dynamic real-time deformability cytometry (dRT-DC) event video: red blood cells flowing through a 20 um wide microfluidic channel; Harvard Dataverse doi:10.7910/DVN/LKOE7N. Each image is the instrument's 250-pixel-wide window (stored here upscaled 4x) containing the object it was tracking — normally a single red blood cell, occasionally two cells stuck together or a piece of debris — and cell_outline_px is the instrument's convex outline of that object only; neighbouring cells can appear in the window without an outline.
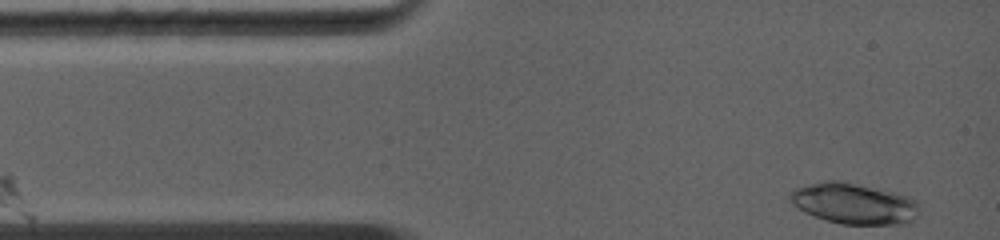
{"species": "common noctule bat (a hibernating species)", "species_latin": "Nyctalus noctula", "temperature_condition": "warm", "stored_images_in_passage": 8, "camera_frame_rate_fps": 5000, "um_per_image_px": 0.085, "animal": {"sex": "female", "body_mass_g": 19.0, "forearm_length_mm": 56.7}, "frame": {"image": 1, "passage_image": 1, "time_ms": 0.0, "image_size_px": [1000, 240], "cell_outline_px": [[920, 212], [912, 220], [904, 224], [840, 224], [812, 216], [804, 212], [792, 204], [788, 196], [788, 192], [796, 188], [824, 180], [836, 180], [892, 192], [908, 196], [916, 204]], "centroid_in_image_um": [72.52, 17.31], "position_along_channel_um": 12.5, "area_um2": 30.52}}
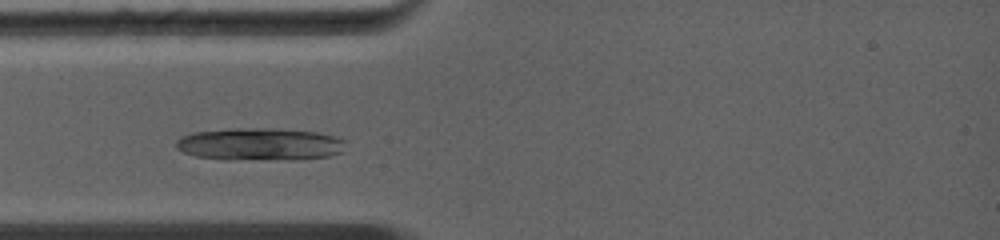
{"frame": {"image": 2, "passage_image": 5, "time_ms": 2.4, "image_size_px": [1000, 240], "cell_outline_px": [[348, 140], [340, 152], [328, 156], [292, 160], [224, 160], [196, 156], [184, 152], [176, 148], [176, 140], [180, 136], [192, 132], [232, 128], [272, 128], [316, 132], [336, 136]], "centroid_in_image_um": [22.07, 12.26], "position_along_channel_um": 62.9, "area_um2": 32.66}}
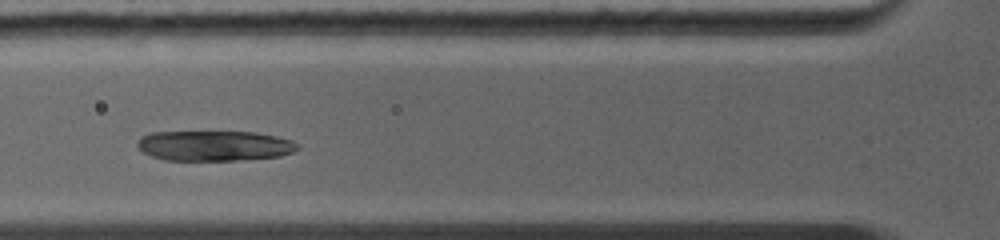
{"frame": {"image": 3, "passage_image": 7, "time_ms": 3.4, "image_size_px": [1000, 240], "cell_outline_px": [[300, 148], [292, 152], [280, 156], [240, 160], [164, 160], [152, 156], [144, 152], [136, 144], [136, 140], [140, 136], [152, 132], [256, 132], [276, 136], [292, 140], [300, 144]], "centroid_in_image_um": [18.23, 12.38], "position_along_channel_um": 107.6, "area_um2": 28.38}}